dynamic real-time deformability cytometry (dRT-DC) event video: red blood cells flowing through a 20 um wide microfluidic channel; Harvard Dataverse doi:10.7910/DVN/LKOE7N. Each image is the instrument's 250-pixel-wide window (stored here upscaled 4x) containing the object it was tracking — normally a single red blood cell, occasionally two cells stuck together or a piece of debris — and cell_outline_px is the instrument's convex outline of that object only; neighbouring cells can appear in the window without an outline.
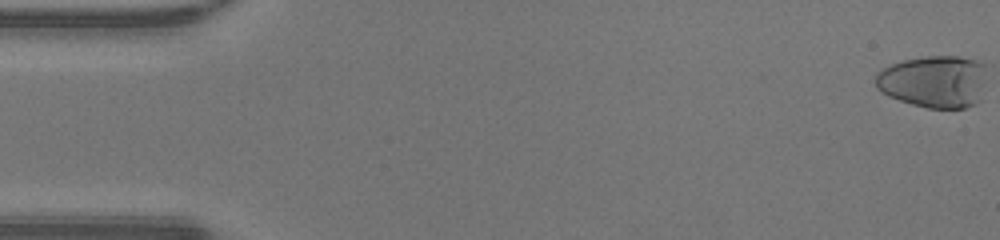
{"species": "human", "species_latin": "Homo sapiens", "temperature_condition": "warm", "stored_images_in_passage": 49, "camera_frame_rate_fps": 3000, "um_per_image_px": 0.085, "donor": {"sex": "male"}, "frame": {"image": 1, "passage_image": 1, "time_ms": 0.0, "image_size_px": [1000, 240], "cell_outline_px": [[984, 64], [980, 100], [976, 104], [964, 108], [928, 108], [912, 104], [888, 96], [876, 88], [876, 76], [884, 68], [892, 64], [904, 60], [928, 56], [956, 56], [976, 60]], "centroid_in_image_um": [79.37, 6.94], "position_along_channel_um": 5.6, "area_um2": 33.47}}
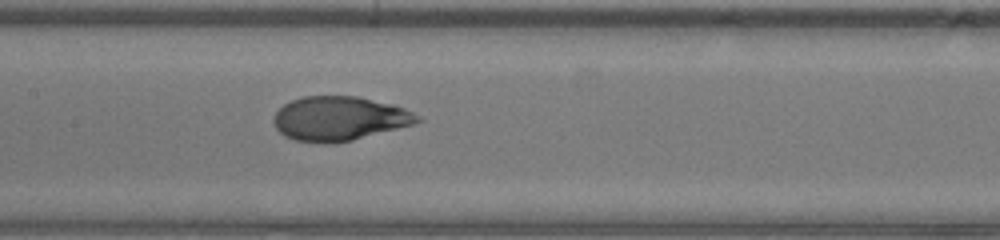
{"frame": {"image": 2, "passage_image": 24, "time_ms": 7.667, "image_size_px": [1000, 240], "cell_outline_px": [[424, 120], [412, 124], [352, 140], [296, 140], [284, 136], [276, 128], [276, 112], [284, 104], [292, 100], [304, 96], [356, 96], [392, 104], [404, 108], [420, 116]], "centroid_in_image_um": [28.89, 10.03], "position_along_channel_um": 178.5, "area_um2": 35.78}}
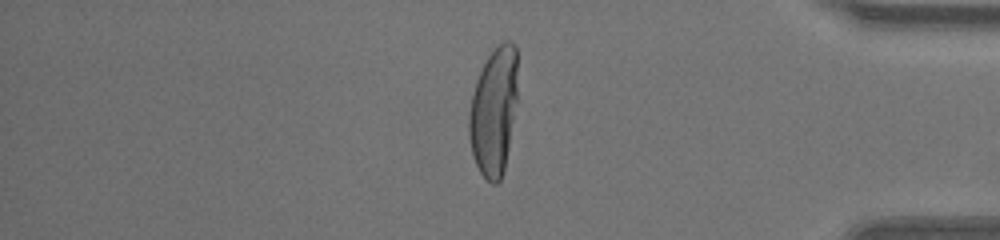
{"frame": {"image": 3, "passage_image": 41, "time_ms": 13.333, "image_size_px": [1000, 240], "cell_outline_px": [[516, 100], [504, 172], [500, 180], [496, 184], [492, 184], [480, 172], [476, 164], [472, 152], [468, 132], [468, 116], [472, 96], [476, 80], [488, 56], [504, 40], [508, 40], [516, 44]], "centroid_in_image_um": [41.96, 9.47], "position_along_channel_um": 393.2, "area_um2": 35.78}, "authors_computed_cell_mechanics": {"area_um2": 36.7608, "velocity_mm_per_s": 4.3459, "shape_relaxation_time_tau1_ms": 5.8953, "shape_relaxation_time_tau2_ms": null, "deformation_change_tau1": 0.338, "deformation_change_tau2": null}}